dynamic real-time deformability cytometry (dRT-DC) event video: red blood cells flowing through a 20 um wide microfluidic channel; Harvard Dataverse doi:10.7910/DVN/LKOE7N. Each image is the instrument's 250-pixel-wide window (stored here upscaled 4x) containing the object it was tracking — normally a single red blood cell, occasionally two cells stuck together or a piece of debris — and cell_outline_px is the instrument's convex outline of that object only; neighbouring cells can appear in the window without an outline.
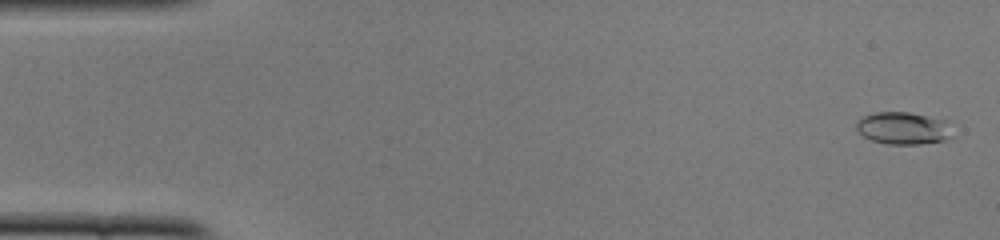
{"species": "common noctule bat (a hibernating species)", "species_latin": "Nyctalus noctula", "temperature_condition": "cold", "stored_images_in_passage": 51, "camera_frame_rate_fps": 3000, "um_per_image_px": 0.085, "animal": {"sex": "female", "body_mass_g": 22.0, "forearm_length_mm": 56.7}, "frame": {"image": 1, "passage_image": 2, "time_ms": 0.333, "image_size_px": [1000, 240], "cell_outline_px": [[952, 136], [944, 140], [920, 144], [888, 144], [872, 140], [864, 136], [856, 128], [856, 124], [864, 116], [872, 112], [908, 112], [948, 120]], "centroid_in_image_um": [76.8, 10.89], "position_along_channel_um": 8.2, "area_um2": 18.03}}
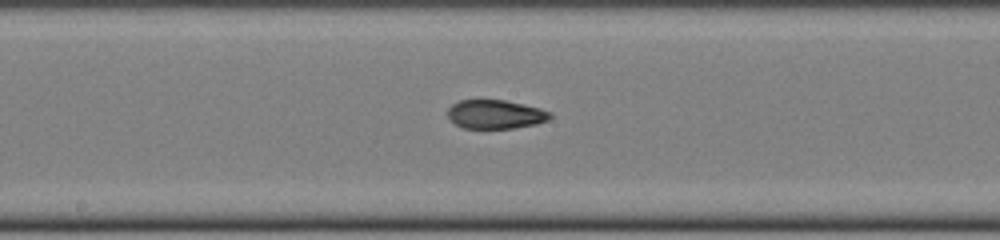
{"frame": {"image": 2, "passage_image": 27, "time_ms": 8.667, "image_size_px": [1000, 240], "cell_outline_px": [[552, 116], [548, 120], [536, 124], [512, 128], [464, 128], [456, 124], [448, 116], [448, 108], [452, 104], [460, 100], [504, 100], [540, 108], [552, 112]], "centroid_in_image_um": [42.13, 9.71], "position_along_channel_um": 206.1, "area_um2": 17.11}}
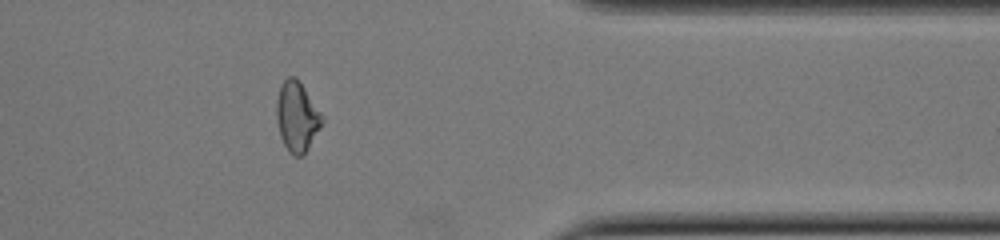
{"frame": {"image": 3, "passage_image": 42, "time_ms": 13.667, "image_size_px": [1000, 240], "cell_outline_px": [[324, 120], [320, 128], [308, 148], [300, 156], [292, 156], [288, 152], [280, 136], [276, 120], [276, 100], [280, 88], [284, 80], [288, 76], [296, 76], [324, 116]], "centroid_in_image_um": [25.24, 9.91], "position_along_channel_um": 386.2, "area_um2": 18.61}, "authors_computed_cell_mechanics": {"area_um2": 18.1492, "velocity_mm_per_s": 3.9325, "shape_relaxation_time_tau1_ms": null, "shape_relaxation_time_tau2_ms": 1.8155, "deformation_change_tau1": null, "deformation_change_tau2": 0.0708}}